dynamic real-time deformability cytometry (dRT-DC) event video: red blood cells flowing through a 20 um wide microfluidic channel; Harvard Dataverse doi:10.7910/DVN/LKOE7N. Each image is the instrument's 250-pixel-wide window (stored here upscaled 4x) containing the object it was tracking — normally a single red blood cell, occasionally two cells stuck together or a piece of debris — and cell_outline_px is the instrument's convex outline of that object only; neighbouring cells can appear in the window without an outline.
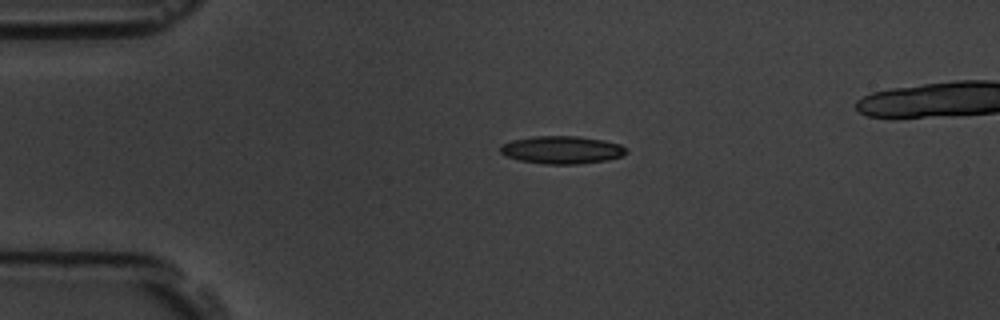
{"species": "common noctule bat (a hibernating species)", "species_latin": "Nyctalus noctula", "temperature_condition": "room temperature", "stored_images_in_passage": 6, "camera_frame_rate_fps": 3000, "um_per_image_px": 0.085, "animal": {"sex": "male", "body_mass_g": 19.5, "forearm_length_mm": 54.6}, "frame": {"image": 1, "passage_image": 3, "time_ms": 2.333, "image_size_px": [1000, 320], "cell_outline_px": [[628, 152], [624, 156], [604, 160], [576, 164], [544, 164], [520, 160], [508, 156], [500, 152], [500, 144], [512, 140], [532, 136], [580, 136], [604, 140], [620, 144]], "centroid_in_image_um": [47.75, 12.73], "position_along_channel_um": 37.2, "area_um2": 20.35}}
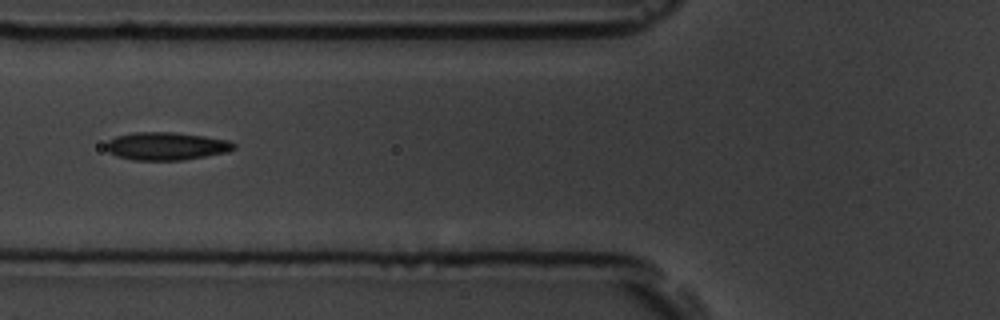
{"frame": {"image": 2, "passage_image": 5, "time_ms": 5.333, "image_size_px": [1000, 320], "cell_outline_px": [[236, 148], [228, 152], [180, 160], [132, 160], [116, 156], [108, 152], [104, 148], [104, 144], [108, 140], [116, 136], [132, 132], [176, 132], [232, 140], [236, 144]], "centroid_in_image_um": [14.12, 12.41], "position_along_channel_um": 111.7, "area_um2": 21.1}}
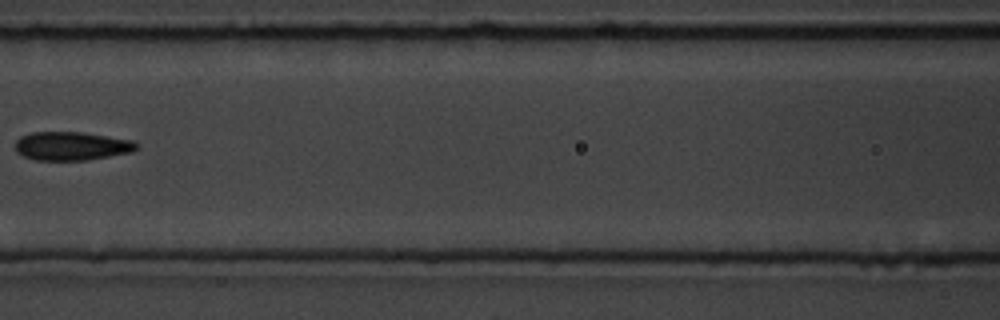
{"frame": {"image": 3, "passage_image": 6, "time_ms": 6.667, "image_size_px": [1000, 320], "cell_outline_px": [[140, 148], [132, 152], [84, 160], [36, 160], [24, 156], [16, 152], [16, 140], [20, 136], [32, 132], [80, 132], [132, 140], [140, 144]], "centroid_in_image_um": [6.1, 12.41], "position_along_channel_um": 160.5, "area_um2": 20.17}}